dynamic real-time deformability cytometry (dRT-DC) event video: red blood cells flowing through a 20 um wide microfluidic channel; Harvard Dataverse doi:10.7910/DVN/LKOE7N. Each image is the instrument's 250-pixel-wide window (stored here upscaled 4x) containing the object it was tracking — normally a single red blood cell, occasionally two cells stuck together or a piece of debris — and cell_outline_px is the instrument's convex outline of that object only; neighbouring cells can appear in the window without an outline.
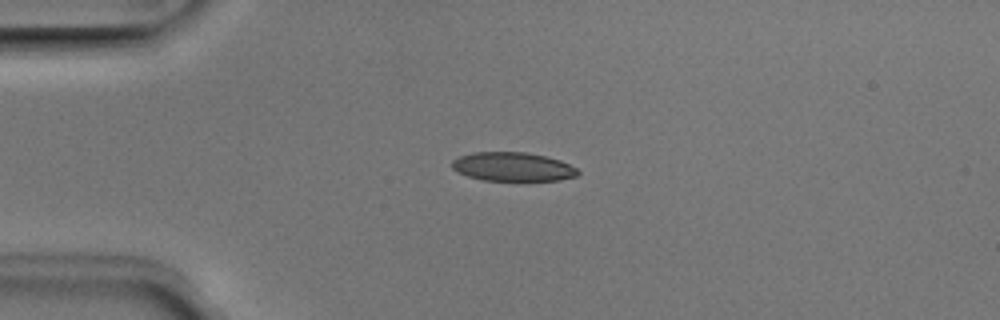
{"species": "Egyptian fruit bat (a non-hibernating species)", "species_latin": "Rousettus aegyptiacus", "temperature_condition": "room temperature", "stored_images_in_passage": 40, "camera_frame_rate_fps": 3000, "um_per_image_px": 0.085, "animal": {"sex": "male"}, "frame": {"image": 1, "passage_image": 1, "time_ms": 0.0, "image_size_px": [1000, 320], "cell_outline_px": [[580, 172], [576, 176], [560, 180], [484, 180], [468, 176], [456, 172], [452, 168], [452, 160], [460, 156], [472, 152], [524, 152], [544, 156], [560, 160], [576, 168]], "centroid_in_image_um": [43.56, 14.17], "position_along_channel_um": 41.4, "area_um2": 21.04}}
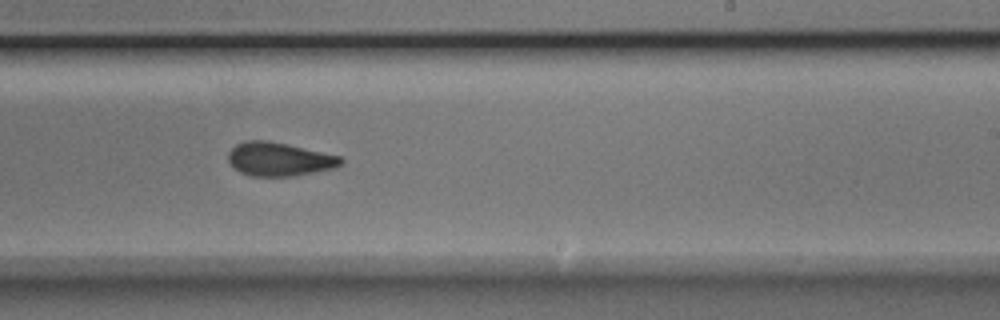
{"frame": {"image": 2, "passage_image": 20, "time_ms": 6.333, "image_size_px": [1000, 320], "cell_outline_px": [[344, 164], [336, 168], [292, 176], [252, 176], [240, 172], [228, 160], [228, 152], [236, 144], [244, 140], [268, 140], [288, 144], [340, 156], [344, 160]], "centroid_in_image_um": [23.75, 13.52], "position_along_channel_um": 265.2, "area_um2": 22.14}}
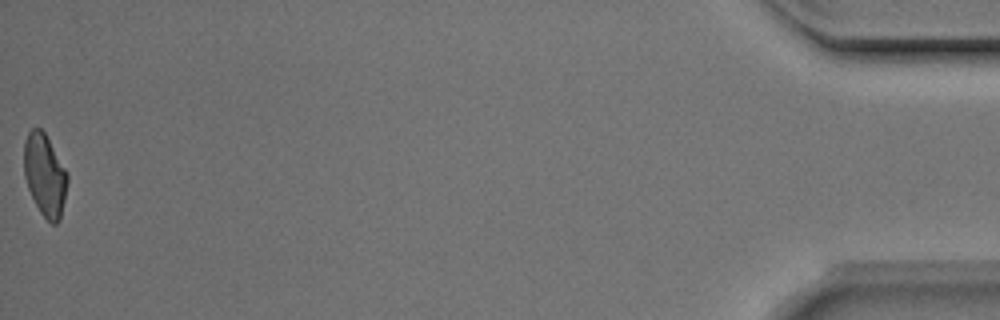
{"frame": {"image": 3, "passage_image": 40, "time_ms": 13.0, "image_size_px": [1000, 320], "cell_outline_px": [[68, 180], [60, 220], [56, 224], [52, 224], [40, 212], [28, 188], [24, 176], [24, 140], [28, 132], [32, 128], [40, 128], [44, 132], [68, 172]], "centroid_in_image_um": [3.81, 14.86], "position_along_channel_um": 431.4, "area_um2": 20.75}, "authors_computed_cell_mechanics": {"area_um2": 22.0796, "velocity_mm_per_s": 3.9555, "shape_relaxation_time_tau1_ms": 3.142, "shape_relaxation_time_tau2_ms": 1.5056, "deformation_change_tau1": 0.132, "deformation_change_tau2": 0.0725}}